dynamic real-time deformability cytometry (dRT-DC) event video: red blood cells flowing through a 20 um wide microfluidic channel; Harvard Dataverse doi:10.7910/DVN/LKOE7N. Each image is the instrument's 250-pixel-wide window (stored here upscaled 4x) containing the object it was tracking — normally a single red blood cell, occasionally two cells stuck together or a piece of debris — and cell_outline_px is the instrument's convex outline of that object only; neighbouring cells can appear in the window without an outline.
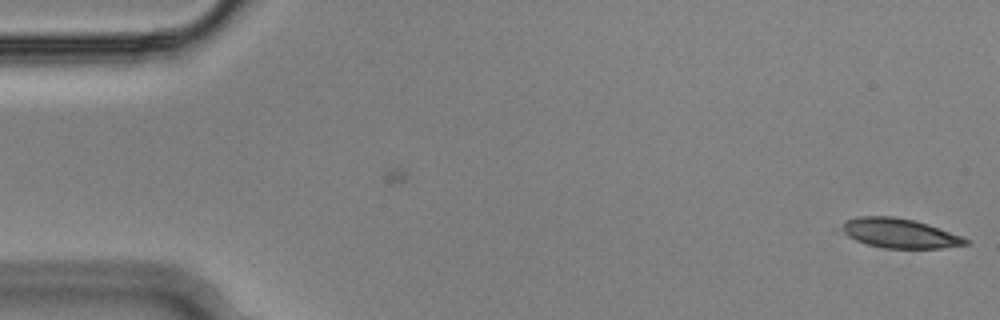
{"species": "Egyptian fruit bat (a non-hibernating species)", "species_latin": "Rousettus aegyptiacus", "temperature_condition": "cold", "stored_images_in_passage": 7, "camera_frame_rate_fps": 3000, "um_per_image_px": 0.085, "animal": {"sex": "male"}, "frame": {"image": 1, "passage_image": 7, "time_ms": 2.0, "image_size_px": [1000, 320], "cell_outline_px": [[972, 240], [968, 244], [940, 248], [884, 248], [868, 244], [856, 240], [832, 228], [856, 216], [892, 216], [916, 220], [964, 236]], "centroid_in_image_um": [76.42, 19.81], "position_along_channel_um": 8.6, "area_um2": 21.79}}